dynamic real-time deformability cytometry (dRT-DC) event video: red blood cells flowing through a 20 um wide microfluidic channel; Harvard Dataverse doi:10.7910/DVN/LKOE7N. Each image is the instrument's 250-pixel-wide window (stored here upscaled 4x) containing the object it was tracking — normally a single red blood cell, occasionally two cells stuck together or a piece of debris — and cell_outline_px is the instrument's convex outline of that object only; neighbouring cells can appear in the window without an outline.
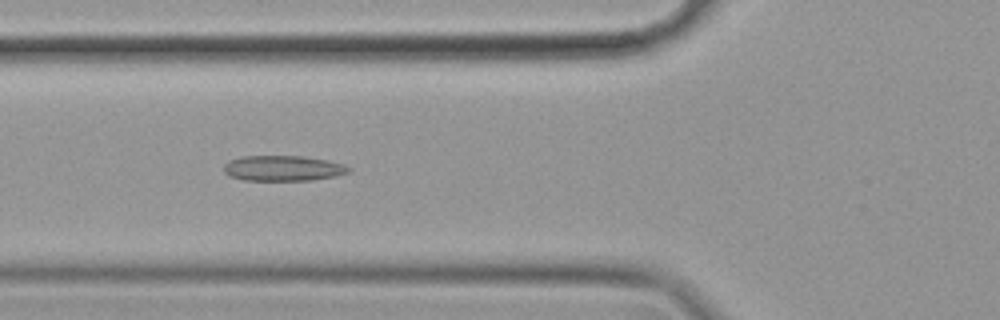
{"species": "common noctule bat (a hibernating species)", "species_latin": "Nyctalus noctula", "temperature_condition": "cold", "stored_images_in_passage": 57, "camera_frame_rate_fps": 3000, "um_per_image_px": 0.085, "animal": {"sex": "female", "body_mass_g": 19.9}, "frame": {"image": 1, "passage_image": 21, "time_ms": 6.667, "image_size_px": [1000, 320], "cell_outline_px": [[352, 172], [336, 176], [312, 180], [244, 180], [228, 176], [224, 172], [224, 164], [228, 160], [240, 156], [304, 156], [344, 164], [352, 168]], "centroid_in_image_um": [24.05, 14.3], "position_along_channel_um": 101.7, "area_um2": 18.67}}
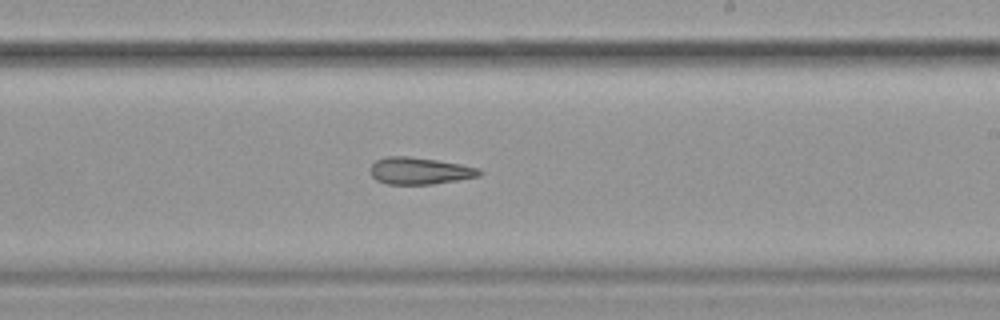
{"frame": {"image": 2, "passage_image": 34, "time_ms": 11.0, "image_size_px": [1000, 320], "cell_outline_px": [[484, 172], [480, 176], [432, 184], [384, 184], [376, 180], [372, 176], [368, 168], [376, 160], [384, 156], [408, 156], [436, 160], [460, 164], [480, 168]], "centroid_in_image_um": [35.64, 14.52], "position_along_channel_um": 253.4, "area_um2": 17.28}}
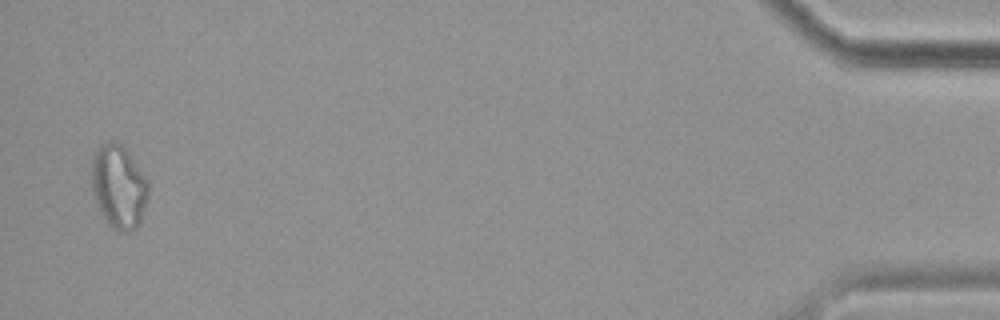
{"frame": {"image": 3, "passage_image": 56, "time_ms": 18.333, "image_size_px": [1000, 320], "cell_outline_px": [[148, 196], [140, 224], [136, 228], [128, 232], [120, 232], [112, 228], [104, 220], [100, 212], [92, 192], [92, 156], [96, 148], [100, 144], [112, 140], [120, 144], [128, 152], [148, 180]], "centroid_in_image_um": [10.08, 15.88], "position_along_channel_um": 425.1, "area_um2": 27.86}, "authors_computed_cell_mechanics": {"area_um2": 20.1144, "velocity_mm_per_s": 3.5043, "shape_relaxation_time_tau1_ms": null, "shape_relaxation_time_tau2_ms": 6.5081, "deformation_change_tau1": null, "deformation_change_tau2": 0.1716}}